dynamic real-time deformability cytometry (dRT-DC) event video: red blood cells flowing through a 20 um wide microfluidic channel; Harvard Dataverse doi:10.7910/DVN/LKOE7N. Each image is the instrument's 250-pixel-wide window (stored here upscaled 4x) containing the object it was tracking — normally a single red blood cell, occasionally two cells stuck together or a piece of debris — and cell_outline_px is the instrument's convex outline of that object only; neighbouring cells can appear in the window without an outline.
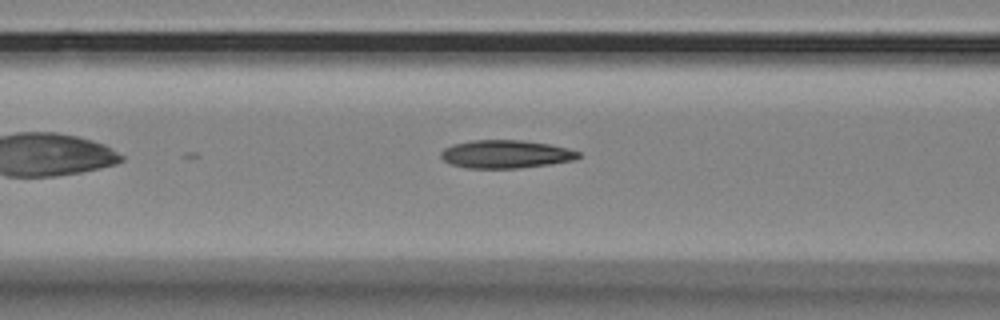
{"species": "Egyptian fruit bat (a non-hibernating species)", "species_latin": "Rousettus aegyptiacus", "temperature_condition": "room temperature", "stored_images_in_passage": 15, "camera_frame_rate_fps": 3000, "um_per_image_px": 0.085, "animal": {"sex": "female"}, "frame": {"image": 1, "passage_image": 10, "time_ms": 3.0, "image_size_px": [1000, 320], "cell_outline_px": [[580, 156], [572, 160], [548, 164], [520, 168], [464, 168], [452, 164], [444, 160], [440, 156], [440, 152], [444, 148], [452, 144], [472, 140], [524, 140], [552, 144], [568, 148], [580, 152]], "centroid_in_image_um": [42.97, 13.09], "position_along_channel_um": 123.6, "area_um2": 22.6}}